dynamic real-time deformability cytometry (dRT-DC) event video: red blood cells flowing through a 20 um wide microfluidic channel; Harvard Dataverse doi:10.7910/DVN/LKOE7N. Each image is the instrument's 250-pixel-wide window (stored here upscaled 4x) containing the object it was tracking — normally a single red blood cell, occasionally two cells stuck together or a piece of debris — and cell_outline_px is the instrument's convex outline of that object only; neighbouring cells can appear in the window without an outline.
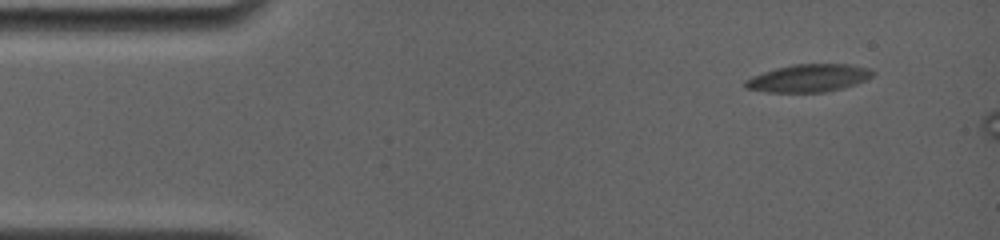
{"species": "common noctule bat (a hibernating species)", "species_latin": "Nyctalus noctula", "temperature_condition": "room temperature", "stored_images_in_passage": 8, "camera_frame_rate_fps": 4000, "um_per_image_px": 0.085, "animal": {"sex": "female", "body_mass_g": 19.0, "forearm_length_mm": 56.7}, "frame": {"image": 1, "passage_image": 1, "time_ms": 0.0, "image_size_px": [1000, 240], "cell_outline_px": [[876, 72], [872, 76], [856, 84], [824, 92], [768, 92], [744, 88], [744, 80], [752, 76], [776, 68], [792, 64], [852, 64], [868, 68]], "centroid_in_image_um": [68.72, 6.63], "position_along_channel_um": 16.3, "area_um2": 20.52}}